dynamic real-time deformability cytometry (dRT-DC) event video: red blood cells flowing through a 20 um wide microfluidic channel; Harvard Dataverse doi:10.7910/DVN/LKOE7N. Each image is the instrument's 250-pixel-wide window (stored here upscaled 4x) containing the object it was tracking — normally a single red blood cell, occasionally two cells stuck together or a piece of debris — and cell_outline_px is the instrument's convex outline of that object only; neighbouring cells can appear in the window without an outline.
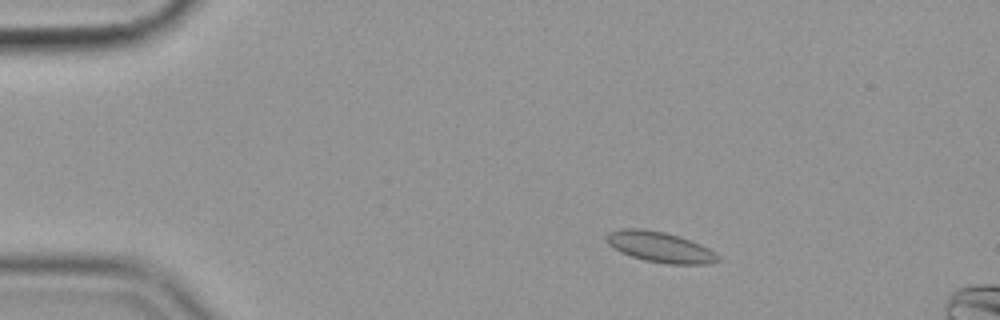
{"species": "common noctule bat (a hibernating species)", "species_latin": "Nyctalus noctula", "temperature_condition": "cold", "stored_images_in_passage": 47, "camera_frame_rate_fps": 3000, "um_per_image_px": 0.085, "animal": {"sex": "female", "body_mass_g": 19.9}, "frame": {"image": 1, "passage_image": 8, "time_ms": 2.333, "image_size_px": [1000, 320], "cell_outline_px": [[720, 260], [708, 264], [668, 264], [644, 260], [620, 252], [608, 244], [604, 240], [604, 236], [608, 232], [620, 228], [640, 228], [664, 232], [680, 236], [700, 244], [708, 248], [720, 256]], "centroid_in_image_um": [56.06, 20.99], "position_along_channel_um": 28.9, "area_um2": 20.0}}
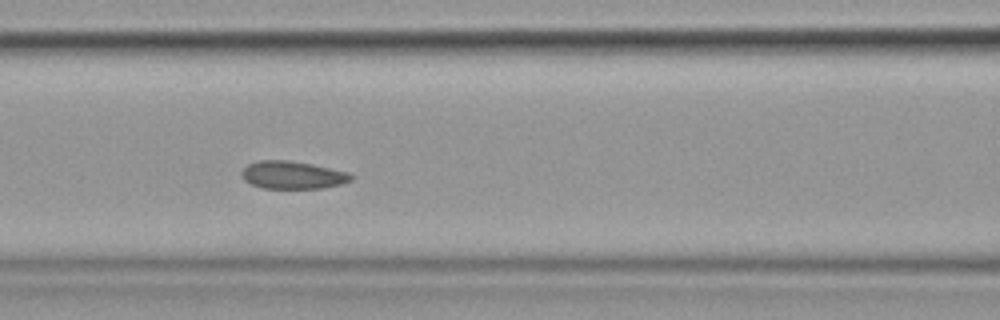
{"frame": {"image": 2, "passage_image": 23, "time_ms": 7.333, "image_size_px": [1000, 320], "cell_outline_px": [[356, 176], [352, 180], [340, 184], [320, 188], [264, 188], [252, 184], [244, 180], [240, 172], [248, 164], [260, 160], [288, 160], [312, 164], [348, 172]], "centroid_in_image_um": [24.88, 14.87], "position_along_channel_um": 141.7, "area_um2": 17.63}}
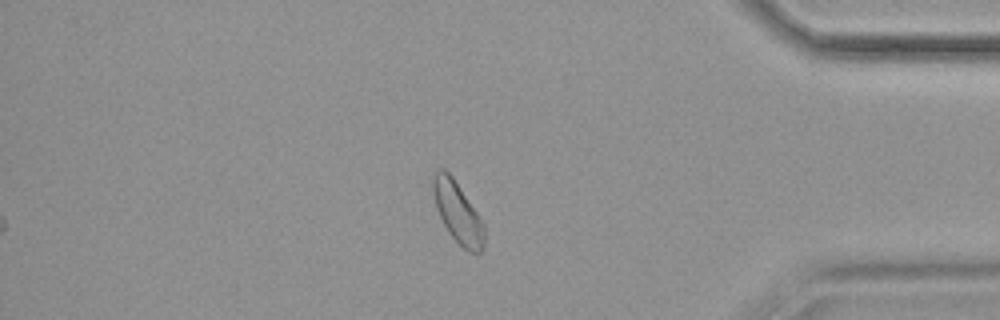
{"frame": {"image": 3, "passage_image": 47, "time_ms": 15.333, "image_size_px": [1000, 320], "cell_outline_px": [[484, 248], [480, 252], [468, 252], [448, 232], [436, 208], [432, 192], [432, 176], [440, 168], [444, 168], [452, 176], [484, 224]], "centroid_in_image_um": [38.88, 18.05], "position_along_channel_um": 396.3, "area_um2": 17.92}, "authors_computed_cell_mechanics": {"area_um2": 18.2648, "velocity_mm_per_s": 3.528, "shape_relaxation_time_tau1_ms": 5.0523, "shape_relaxation_time_tau2_ms": 3.1905, "deformation_change_tau1": 0.0594, "deformation_change_tau2": 0.0522}}